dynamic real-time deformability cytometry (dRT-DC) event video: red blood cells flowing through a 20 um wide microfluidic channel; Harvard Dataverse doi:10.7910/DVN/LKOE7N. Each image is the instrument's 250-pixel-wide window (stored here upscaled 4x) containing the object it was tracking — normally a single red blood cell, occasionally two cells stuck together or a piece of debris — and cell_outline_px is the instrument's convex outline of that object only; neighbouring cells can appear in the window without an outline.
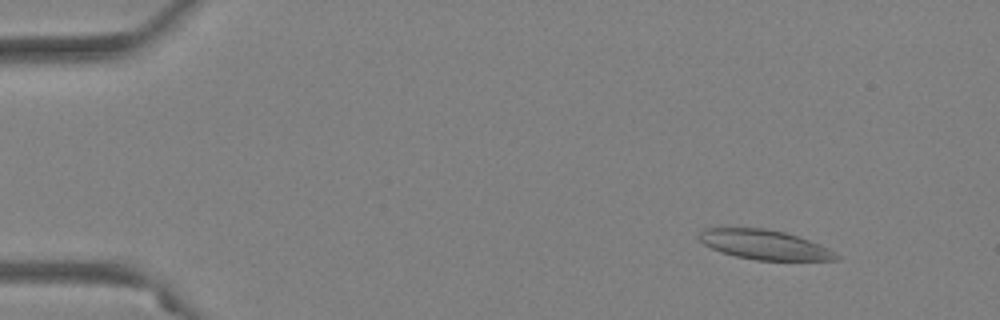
{"species": "Egyptian fruit bat (a non-hibernating species)", "species_latin": "Rousettus aegyptiacus", "temperature_condition": "warm", "stored_images_in_passage": 17, "camera_frame_rate_fps": 3000, "um_per_image_px": 0.085, "animal": {"sex": "female"}, "frame": {"image": 1, "passage_image": 6, "time_ms": 1.667, "image_size_px": [1000, 320], "cell_outline_px": [[840, 260], [756, 260], [736, 256], [720, 252], [704, 244], [696, 236], [704, 228], [764, 228], [784, 232], [820, 244], [836, 252], [840, 256]], "centroid_in_image_um": [64.98, 20.8], "position_along_channel_um": 20.0, "area_um2": 23.58}}